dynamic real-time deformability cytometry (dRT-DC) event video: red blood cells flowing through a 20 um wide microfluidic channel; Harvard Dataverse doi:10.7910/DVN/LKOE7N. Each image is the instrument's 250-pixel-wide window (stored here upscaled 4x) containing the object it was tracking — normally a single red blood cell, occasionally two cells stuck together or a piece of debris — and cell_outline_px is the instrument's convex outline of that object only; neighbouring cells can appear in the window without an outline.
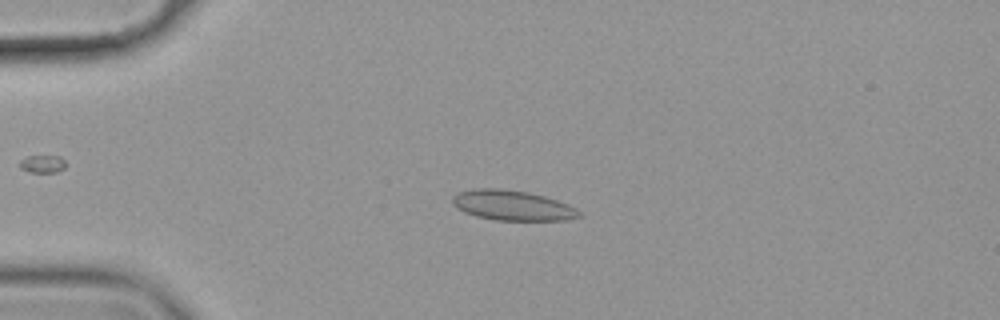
{"species": "common noctule bat (a hibernating species)", "species_latin": "Nyctalus noctula", "temperature_condition": "cold", "stored_images_in_passage": 56, "camera_frame_rate_fps": 3000, "um_per_image_px": 0.085, "animal": {"sex": "female", "body_mass_g": 19.9}, "frame": {"image": 1, "passage_image": 13, "time_ms": 4.0, "image_size_px": [1000, 320], "cell_outline_px": [[580, 216], [568, 220], [496, 220], [476, 216], [464, 212], [456, 208], [452, 204], [452, 196], [460, 192], [476, 188], [500, 188], [528, 192], [544, 196], [568, 204], [576, 208], [580, 212]], "centroid_in_image_um": [43.53, 17.46], "position_along_channel_um": 41.5, "area_um2": 22.2}}
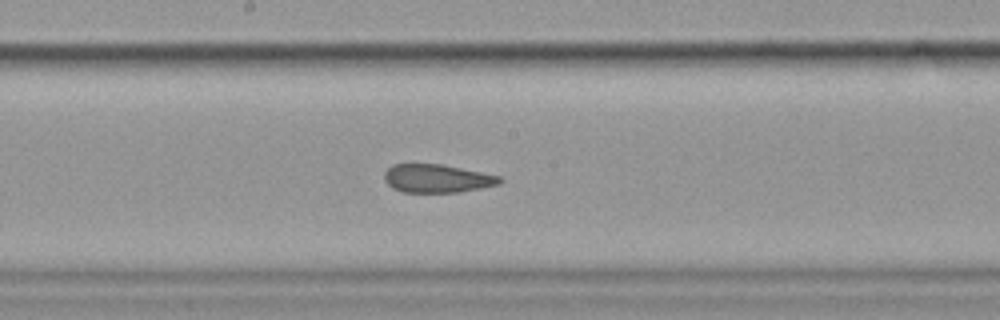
{"frame": {"image": 2, "passage_image": 30, "time_ms": 9.667, "image_size_px": [1000, 320], "cell_outline_px": [[504, 180], [500, 184], [460, 192], [404, 192], [392, 188], [384, 180], [384, 172], [392, 164], [440, 164], [500, 176]], "centroid_in_image_um": [37.13, 15.17], "position_along_channel_um": 211.1, "area_um2": 18.96}}
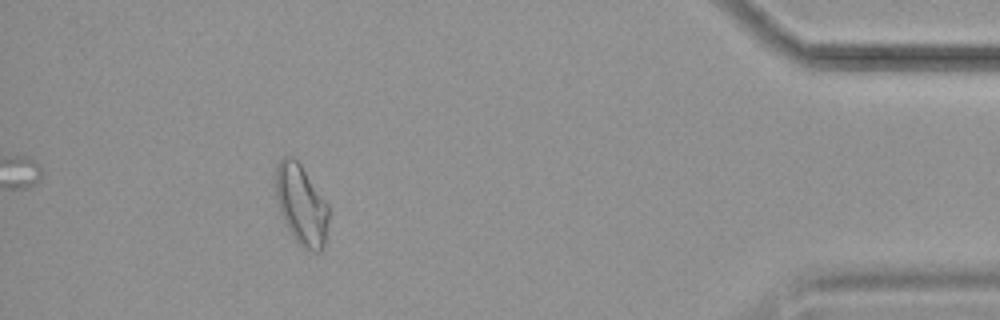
{"frame": {"image": 3, "passage_image": 51, "time_ms": 16.667, "image_size_px": [1000, 320], "cell_outline_px": [[328, 220], [324, 244], [320, 252], [312, 252], [296, 244], [276, 204], [276, 164], [284, 156], [292, 156], [300, 164], [328, 204]], "centroid_in_image_um": [25.59, 17.42], "position_along_channel_um": 409.6, "area_um2": 24.74}, "authors_computed_cell_mechanics": {"area_um2": 21.4149, "velocity_mm_per_s": 3.5421, "shape_relaxation_time_tau1_ms": null, "shape_relaxation_time_tau2_ms": 1.965, "deformation_change_tau1": null, "deformation_change_tau2": 0.0697}}